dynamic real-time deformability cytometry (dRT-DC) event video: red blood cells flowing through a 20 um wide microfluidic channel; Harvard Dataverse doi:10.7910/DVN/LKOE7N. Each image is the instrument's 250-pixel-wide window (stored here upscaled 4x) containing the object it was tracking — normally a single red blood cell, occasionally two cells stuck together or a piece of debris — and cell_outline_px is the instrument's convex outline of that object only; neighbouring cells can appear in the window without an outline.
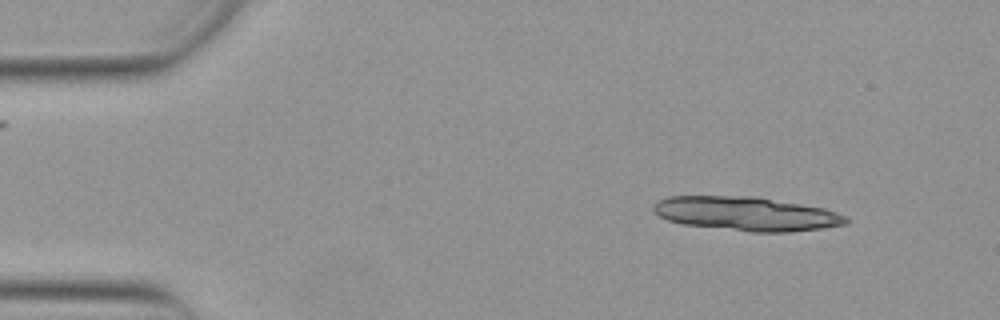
{"species": "Egyptian fruit bat (a non-hibernating species)", "species_latin": "Rousettus aegyptiacus", "temperature_condition": "warm", "stored_images_in_passage": 10, "camera_frame_rate_fps": 3000, "um_per_image_px": 0.085, "animal": {"sex": "female"}, "frame": {"image": 1, "passage_image": 1, "time_ms": 0.0, "image_size_px": [1000, 320], "cell_outline_px": [[852, 220], [848, 224], [824, 228], [788, 232], [752, 232], [684, 224], [668, 220], [652, 212], [652, 204], [668, 196], [756, 196], [824, 208], [848, 216]], "centroid_in_image_um": [63.48, 18.17], "position_along_channel_um": 21.5, "area_um2": 38.38}}